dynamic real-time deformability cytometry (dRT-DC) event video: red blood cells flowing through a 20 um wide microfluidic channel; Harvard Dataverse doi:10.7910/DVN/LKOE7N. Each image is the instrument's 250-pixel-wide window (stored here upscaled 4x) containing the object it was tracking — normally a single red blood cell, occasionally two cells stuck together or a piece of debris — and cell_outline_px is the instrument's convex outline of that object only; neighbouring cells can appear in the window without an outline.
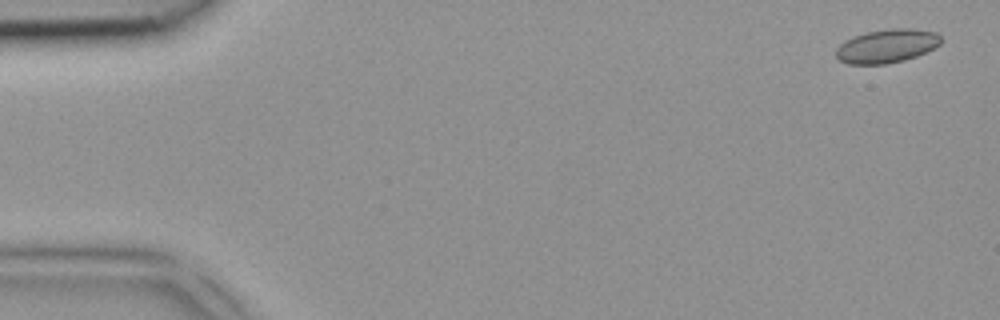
{"species": "common noctule bat (a hibernating species)", "species_latin": "Nyctalus noctula", "temperature_condition": "room temperature", "stored_images_in_passage": 3, "camera_frame_rate_fps": 3000, "um_per_image_px": 0.085, "animal": {"sex": "female", "body_mass_g": 18.4}, "frame": {"image": 1, "passage_image": 1, "time_ms": 0.0, "image_size_px": [1000, 320], "cell_outline_px": [[940, 44], [916, 56], [904, 60], [888, 64], [848, 64], [840, 60], [836, 56], [836, 48], [844, 40], [852, 36], [868, 32], [892, 28], [912, 28], [936, 32], [940, 36]], "centroid_in_image_um": [75.35, 3.91], "position_along_channel_um": 9.7, "area_um2": 20.52}}